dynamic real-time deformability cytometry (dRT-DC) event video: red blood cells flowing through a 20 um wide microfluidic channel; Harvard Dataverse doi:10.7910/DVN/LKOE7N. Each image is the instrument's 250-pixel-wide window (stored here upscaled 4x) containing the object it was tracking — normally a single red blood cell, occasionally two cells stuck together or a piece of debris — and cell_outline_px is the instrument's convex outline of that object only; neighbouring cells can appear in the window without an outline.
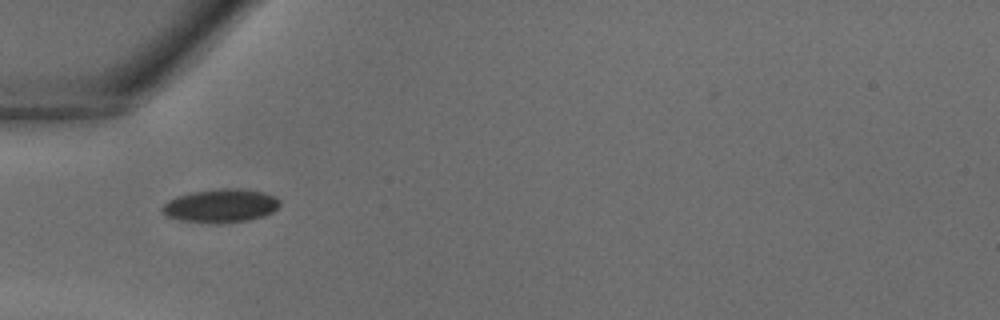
{"species": "common noctule bat (a hibernating species)", "species_latin": "Nyctalus noctula", "temperature_condition": "warm", "stored_images_in_passage": 27, "camera_frame_rate_fps": 3000, "um_per_image_px": 0.085, "animal": {"sex": "male", "body_mass_g": 18.8}, "frame": {"image": 1, "passage_image": 1, "time_ms": 0.0, "image_size_px": [1000, 320], "cell_outline_px": [[280, 204], [272, 212], [264, 216], [248, 220], [180, 220], [168, 216], [160, 208], [168, 200], [176, 196], [192, 192], [220, 188], [240, 188], [264, 192], [276, 196], [280, 200]], "centroid_in_image_um": [18.8, 17.42], "position_along_channel_um": 66.2, "area_um2": 22.08}}
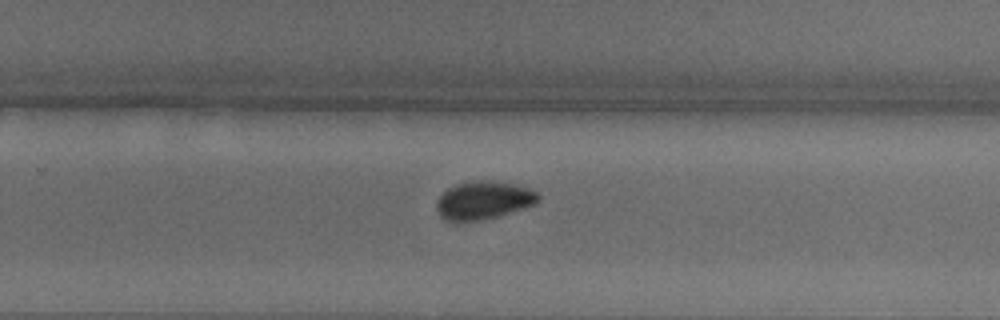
{"frame": {"image": 2, "passage_image": 14, "time_ms": 4.333, "image_size_px": [1000, 320], "cell_outline_px": [[540, 200], [536, 204], [496, 216], [480, 220], [448, 220], [440, 216], [436, 208], [436, 204], [440, 196], [448, 188], [456, 184], [476, 180], [484, 180], [512, 184], [532, 188], [540, 196]], "centroid_in_image_um": [41.13, 17.0], "position_along_channel_um": 288.7, "area_um2": 22.2}}
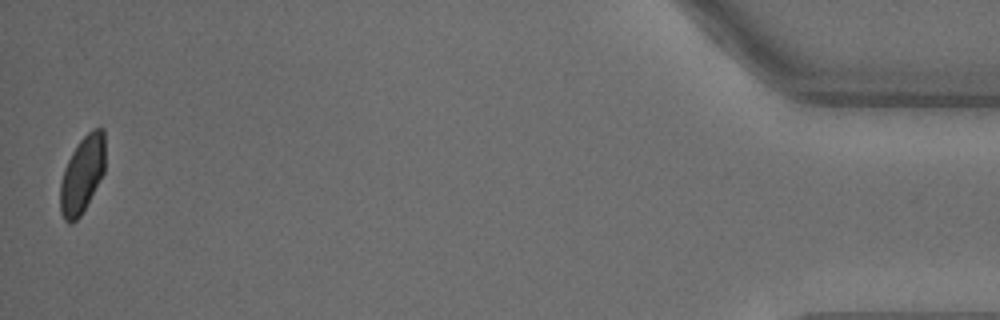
{"frame": {"image": 3, "passage_image": 27, "time_ms": 8.667, "image_size_px": [1000, 320], "cell_outline_px": [[104, 172], [80, 216], [72, 224], [68, 224], [64, 220], [60, 212], [60, 184], [64, 168], [72, 152], [80, 140], [92, 128], [104, 128]], "centroid_in_image_um": [6.97, 14.85], "position_along_channel_um": 428.2, "area_um2": 20.0}}